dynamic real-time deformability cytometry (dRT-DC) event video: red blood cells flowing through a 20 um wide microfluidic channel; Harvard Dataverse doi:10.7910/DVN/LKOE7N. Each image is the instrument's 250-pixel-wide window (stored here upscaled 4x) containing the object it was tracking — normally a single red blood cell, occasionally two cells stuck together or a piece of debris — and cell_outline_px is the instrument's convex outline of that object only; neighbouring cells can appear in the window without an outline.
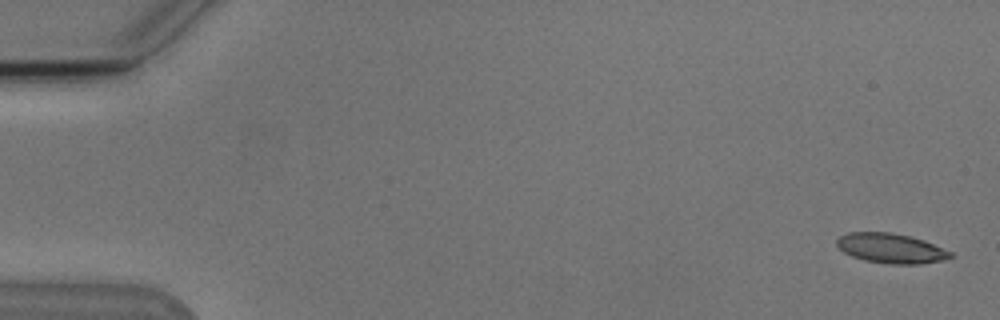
{"species": "Egyptian fruit bat (a non-hibernating species)", "species_latin": "Rousettus aegyptiacus", "temperature_condition": "cold", "stored_images_in_passage": 5, "camera_frame_rate_fps": 3000, "um_per_image_px": 0.085, "animal": {"sex": "male"}, "frame": {"image": 1, "passage_image": 1, "time_ms": 0.0, "image_size_px": [1000, 320], "cell_outline_px": [[956, 256], [944, 260], [920, 264], [888, 264], [864, 260], [852, 256], [844, 252], [836, 244], [836, 240], [840, 236], [848, 232], [892, 232], [924, 240], [952, 252]], "centroid_in_image_um": [75.75, 21.11], "position_along_channel_um": 9.2, "area_um2": 19.83}}